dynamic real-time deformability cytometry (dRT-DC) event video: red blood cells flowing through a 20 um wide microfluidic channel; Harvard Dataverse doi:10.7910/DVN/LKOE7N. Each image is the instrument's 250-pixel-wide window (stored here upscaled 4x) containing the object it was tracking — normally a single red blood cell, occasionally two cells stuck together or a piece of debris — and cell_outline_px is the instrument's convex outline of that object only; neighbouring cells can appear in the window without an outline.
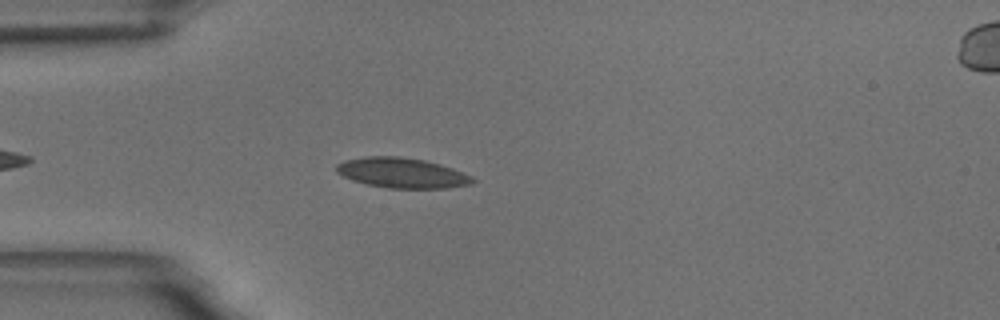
{"species": "common noctule bat (a hibernating species)", "species_latin": "Nyctalus noctula", "temperature_condition": "room temperature", "stored_images_in_passage": 29, "camera_frame_rate_fps": 3000, "um_per_image_px": 0.085, "animal": {"sex": "male", "body_mass_g": 18.8}, "frame": {"image": 1, "passage_image": 5, "time_ms": 1.333, "image_size_px": [1000, 320], "cell_outline_px": [[476, 180], [472, 184], [448, 188], [388, 188], [368, 184], [352, 180], [336, 172], [336, 164], [344, 160], [364, 156], [400, 156], [424, 160], [440, 164], [452, 168], [472, 176]], "centroid_in_image_um": [34.17, 14.69], "position_along_channel_um": 50.8, "area_um2": 23.99}}
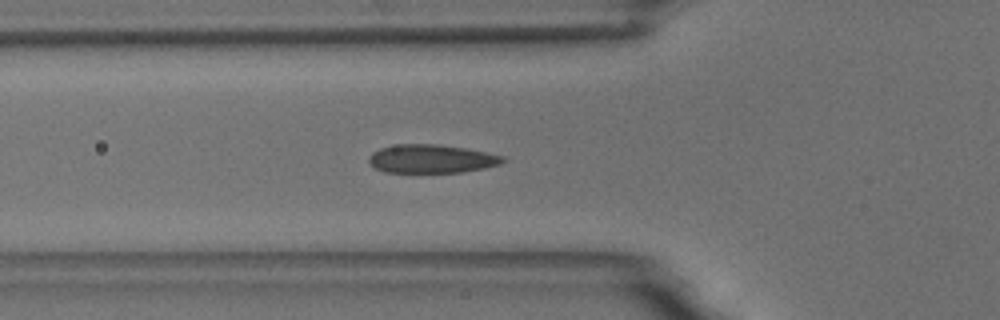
{"frame": {"image": 2, "passage_image": 9, "time_ms": 2.667, "image_size_px": [1000, 320], "cell_outline_px": [[508, 160], [500, 164], [484, 168], [464, 172], [384, 172], [376, 168], [368, 160], [368, 156], [372, 152], [380, 148], [396, 144], [436, 144], [468, 148], [488, 152], [504, 156]], "centroid_in_image_um": [36.71, 13.49], "position_along_channel_um": 89.1, "area_um2": 22.43}}